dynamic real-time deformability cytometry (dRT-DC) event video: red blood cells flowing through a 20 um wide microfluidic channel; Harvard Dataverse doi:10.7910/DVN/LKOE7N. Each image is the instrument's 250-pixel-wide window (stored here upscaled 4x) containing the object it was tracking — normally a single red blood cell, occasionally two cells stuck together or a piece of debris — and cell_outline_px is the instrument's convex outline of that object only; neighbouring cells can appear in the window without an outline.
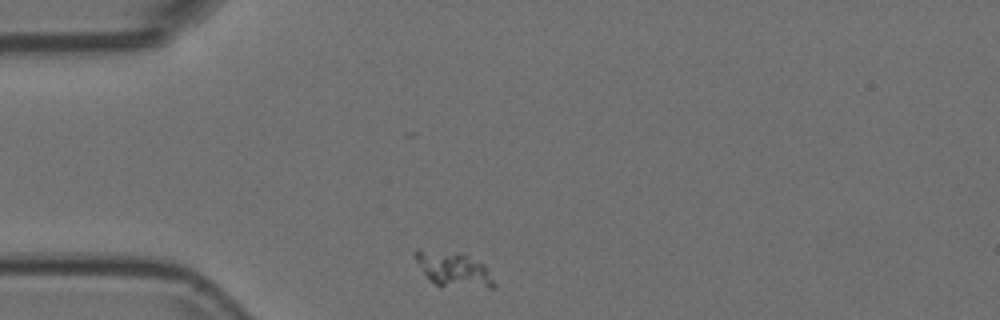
{"species": "Egyptian fruit bat (a non-hibernating species)", "species_latin": "Rousettus aegyptiacus", "temperature_condition": "room temperature", "stored_images_in_passage": 35, "camera_frame_rate_fps": 3000, "um_per_image_px": 0.085, "animal": {"sex": "female"}, "frame": {"image": 1, "passage_image": 1, "time_ms": 0.0, "image_size_px": [1000, 320], "cell_outline_px": [[496, 288], [440, 288], [428, 280], [416, 260], [412, 252], [416, 248], [460, 252], [484, 264], [496, 284]], "centroid_in_image_um": [38.52, 22.92], "position_along_channel_um": 46.5, "area_um2": 16.76}}
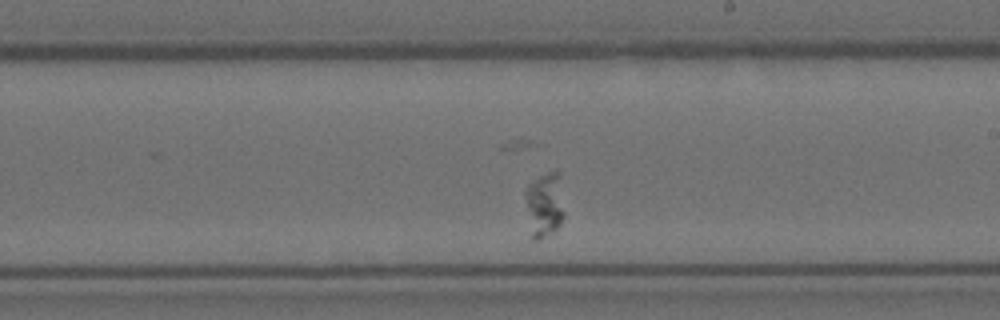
{"frame": {"image": 2, "passage_image": 20, "time_ms": 6.333, "image_size_px": [1000, 320], "cell_outline_px": [[564, 216], [560, 224], [552, 232], [536, 240], [532, 240], [524, 192], [528, 184], [540, 176], [556, 168], [560, 172], [564, 212]], "centroid_in_image_um": [46.3, 17.34], "position_along_channel_um": 242.7, "area_um2": 14.85}}
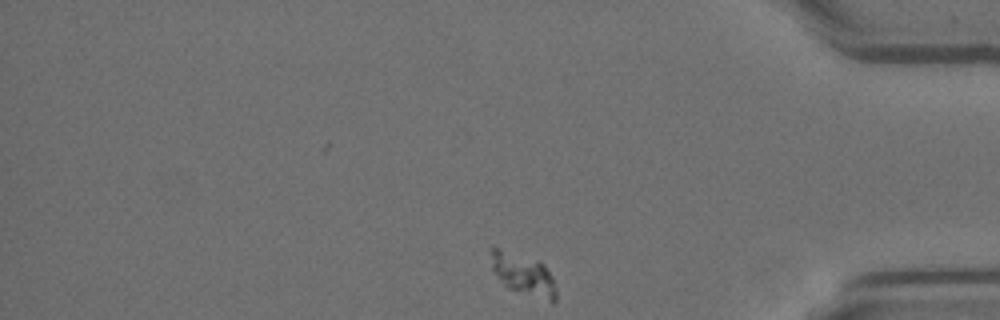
{"frame": {"image": 3, "passage_image": 35, "time_ms": 11.333, "image_size_px": [1000, 320], "cell_outline_px": [[556, 300], [552, 304], [508, 288], [496, 276], [492, 268], [488, 248], [492, 244], [540, 260], [544, 264], [552, 276], [556, 288]], "centroid_in_image_um": [44.45, 23.27], "position_along_channel_um": 390.8, "area_um2": 16.76}}